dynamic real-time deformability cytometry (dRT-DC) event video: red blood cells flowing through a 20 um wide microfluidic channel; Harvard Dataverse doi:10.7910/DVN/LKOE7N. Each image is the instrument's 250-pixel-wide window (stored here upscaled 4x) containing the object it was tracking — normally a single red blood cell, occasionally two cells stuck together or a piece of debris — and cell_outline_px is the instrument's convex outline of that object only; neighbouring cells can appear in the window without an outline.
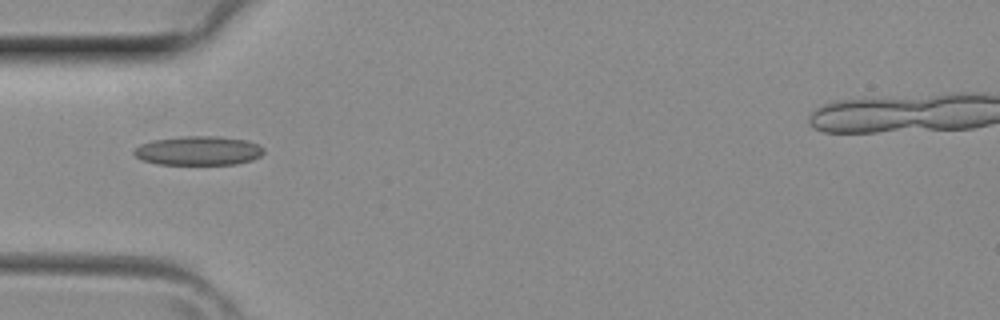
{"species": "common noctule bat (a hibernating species)", "species_latin": "Nyctalus noctula", "temperature_condition": "room temperature", "stored_images_in_passage": 4, "camera_frame_rate_fps": 3000, "um_per_image_px": 0.085, "animal": {"sex": "female", "body_mass_g": 29.2, "forearm_length_mm": 56.3}, "frame": {"image": 1, "passage_image": 4, "time_ms": 1.0, "image_size_px": [1000, 320], "cell_outline_px": [[264, 152], [260, 156], [252, 160], [236, 164], [160, 164], [144, 160], [136, 156], [132, 152], [140, 144], [152, 140], [184, 136], [216, 136], [248, 140], [264, 148]], "centroid_in_image_um": [16.88, 12.8], "position_along_channel_um": 68.1, "area_um2": 21.91}}